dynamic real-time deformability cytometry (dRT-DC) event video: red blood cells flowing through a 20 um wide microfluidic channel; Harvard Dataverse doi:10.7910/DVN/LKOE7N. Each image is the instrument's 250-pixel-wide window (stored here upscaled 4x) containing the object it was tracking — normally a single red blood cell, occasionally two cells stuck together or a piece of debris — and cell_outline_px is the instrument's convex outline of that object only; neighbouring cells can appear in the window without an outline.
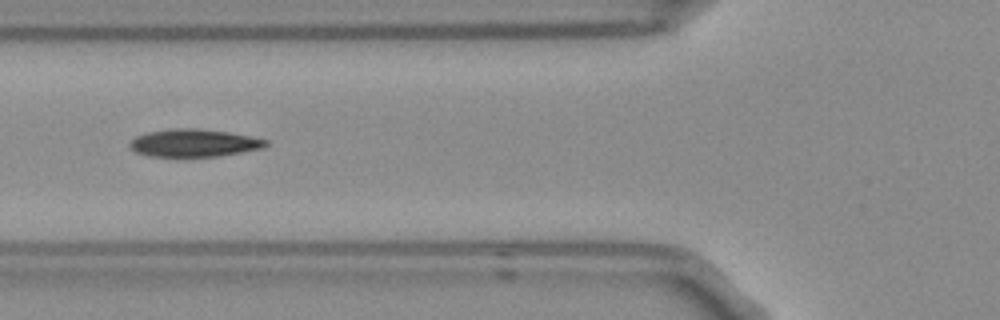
{"species": "Egyptian fruit bat (a non-hibernating species)", "species_latin": "Rousettus aegyptiacus", "temperature_condition": "room temperature", "stored_images_in_passage": 12, "camera_frame_rate_fps": 3000, "um_per_image_px": 0.085, "frame": {"image": 1, "passage_image": 3, "time_ms": 0.667, "image_size_px": [1000, 320], "cell_outline_px": [[268, 144], [264, 148], [216, 156], [148, 156], [136, 152], [128, 144], [136, 136], [148, 132], [172, 128], [196, 128], [228, 132], [252, 136], [268, 140]], "centroid_in_image_um": [16.5, 12.14], "position_along_channel_um": 109.3, "area_um2": 21.79}}
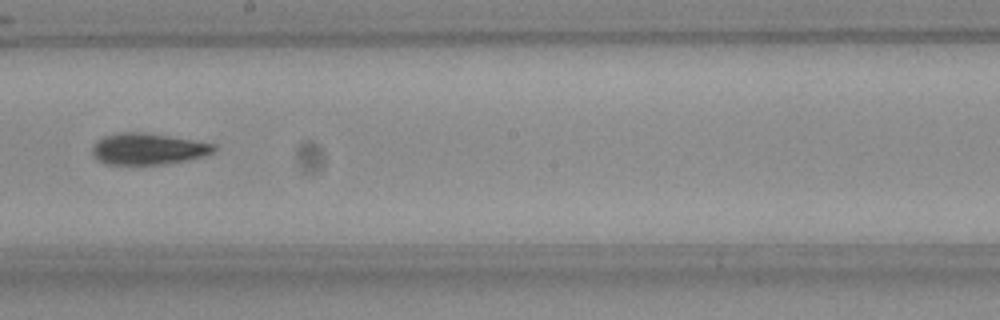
{"frame": {"image": 2, "passage_image": 6, "time_ms": 1.667, "image_size_px": [1000, 320], "cell_outline_px": [[216, 152], [204, 156], [188, 160], [160, 164], [104, 164], [92, 156], [92, 144], [96, 140], [104, 136], [120, 132], [144, 132], [216, 144]], "centroid_in_image_um": [12.56, 12.65], "position_along_channel_um": 235.6, "area_um2": 22.37}}